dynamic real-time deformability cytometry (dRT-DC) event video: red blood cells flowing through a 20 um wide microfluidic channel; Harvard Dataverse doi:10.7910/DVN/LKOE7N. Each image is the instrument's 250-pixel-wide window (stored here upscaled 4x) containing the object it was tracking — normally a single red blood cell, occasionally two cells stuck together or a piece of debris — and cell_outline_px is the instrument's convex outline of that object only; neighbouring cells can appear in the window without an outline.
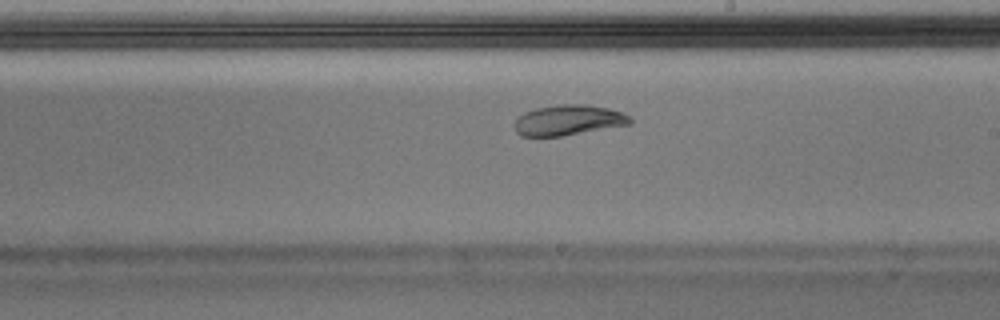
{"species": "Egyptian fruit bat (a non-hibernating species)", "species_latin": "Rousettus aegyptiacus", "temperature_condition": "warm", "stored_images_in_passage": 46, "camera_frame_rate_fps": 3000, "um_per_image_px": 0.085, "animal": {"sex": "male"}, "frame": {"image": 1, "passage_image": 25, "time_ms": 8.0, "image_size_px": [1000, 320], "cell_outline_px": [[632, 124], [560, 136], [520, 136], [516, 132], [512, 124], [516, 116], [524, 112], [536, 108], [556, 104], [588, 104], [608, 108], [620, 112], [628, 116], [632, 120]], "centroid_in_image_um": [48.24, 10.2], "position_along_channel_um": 240.8, "area_um2": 20.69}}
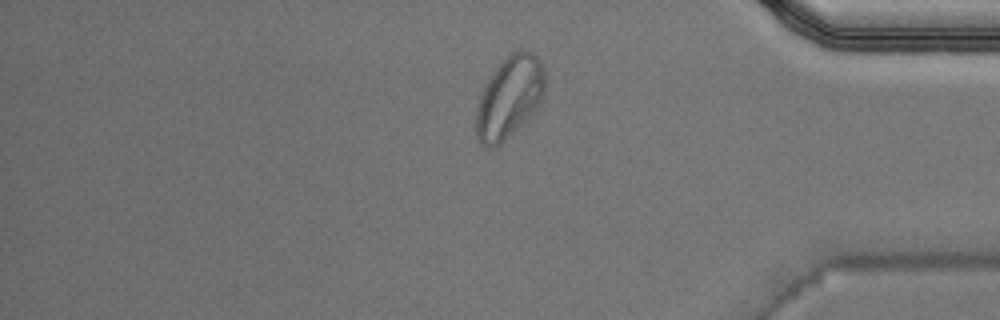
{"frame": {"image": 2, "passage_image": 38, "time_ms": 12.333, "image_size_px": [1000, 320], "cell_outline_px": [[544, 92], [536, 108], [500, 144], [492, 148], [484, 148], [476, 140], [476, 112], [480, 96], [484, 84], [496, 68], [512, 52], [520, 48], [532, 52], [540, 60], [544, 68]], "centroid_in_image_um": [43.26, 8.26], "position_along_channel_um": 391.9, "area_um2": 32.43}, "authors_computed_cell_mechanics": {"area_um2": 21.4727, "velocity_mm_per_s": 3.9976, "shape_relaxation_time_tau1_ms": 9.6303, "shape_relaxation_time_tau2_ms": 2.5106, "deformation_change_tau1": 0.2822, "deformation_change_tau2": 0.0753}}